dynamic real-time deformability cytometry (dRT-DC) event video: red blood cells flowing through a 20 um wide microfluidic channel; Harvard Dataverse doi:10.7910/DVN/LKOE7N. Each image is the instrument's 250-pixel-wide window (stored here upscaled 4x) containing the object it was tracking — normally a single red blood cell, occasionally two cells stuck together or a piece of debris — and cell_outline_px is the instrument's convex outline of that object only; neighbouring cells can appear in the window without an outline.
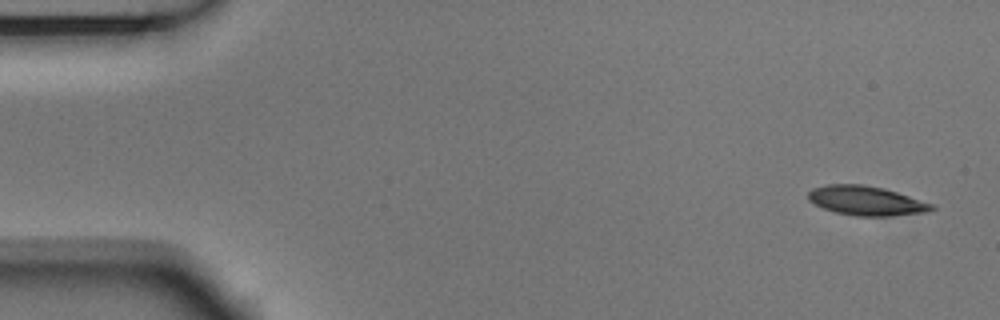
{"species": "Egyptian fruit bat (a non-hibernating species)", "species_latin": "Rousettus aegyptiacus", "temperature_condition": "room temperature", "stored_images_in_passage": 9, "camera_frame_rate_fps": 3000, "um_per_image_px": 0.085, "animal": {"sex": "male"}, "frame": {"image": 1, "passage_image": 1, "time_ms": 0.0, "image_size_px": [1000, 320], "cell_outline_px": [[936, 208], [928, 212], [892, 216], [856, 216], [836, 212], [824, 208], [808, 200], [808, 192], [812, 188], [828, 184], [864, 184], [884, 188], [932, 204]], "centroid_in_image_um": [73.62, 17.06], "position_along_channel_um": 11.4, "area_um2": 21.04}}
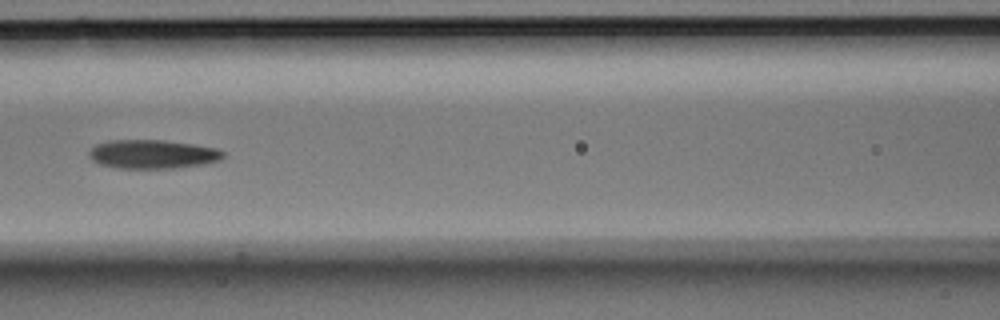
{"frame": {"image": 2, "passage_image": 6, "time_ms": 1.667, "image_size_px": [1000, 320], "cell_outline_px": [[224, 156], [220, 160], [208, 164], [176, 168], [116, 168], [100, 164], [92, 160], [88, 156], [88, 152], [96, 144], [108, 140], [164, 140], [192, 144], [216, 148], [224, 152]], "centroid_in_image_um": [12.97, 13.11], "position_along_channel_um": 153.6, "area_um2": 22.72}}
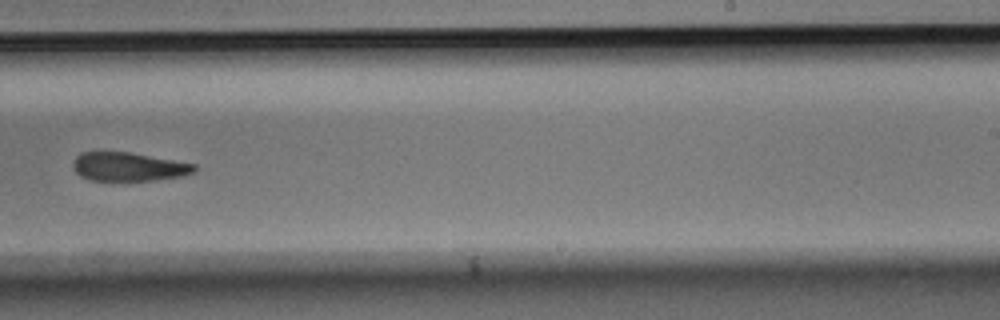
{"frame": {"image": 3, "passage_image": 9, "time_ms": 2.667, "image_size_px": [1000, 320], "cell_outline_px": [[196, 172], [184, 176], [152, 180], [88, 180], [80, 176], [72, 168], [72, 164], [76, 156], [80, 152], [128, 152], [196, 164]], "centroid_in_image_um": [10.92, 14.17], "position_along_channel_um": 278.1, "area_um2": 20.29}}